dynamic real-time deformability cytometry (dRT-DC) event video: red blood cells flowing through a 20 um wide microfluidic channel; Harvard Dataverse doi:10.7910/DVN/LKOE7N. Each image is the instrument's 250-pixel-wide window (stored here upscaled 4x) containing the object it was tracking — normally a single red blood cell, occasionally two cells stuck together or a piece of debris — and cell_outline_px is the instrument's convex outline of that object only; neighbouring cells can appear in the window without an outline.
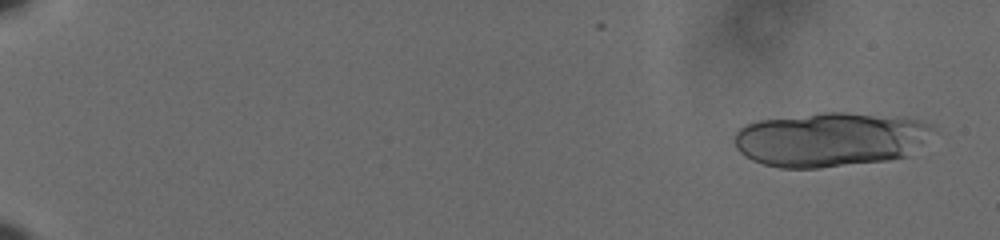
{"species": "human", "species_latin": "Homo sapiens", "temperature_condition": "cold", "stored_images_in_passage": 21, "camera_frame_rate_fps": 3000, "um_per_image_px": 0.085, "donor": {"sex": "male"}, "frame": {"image": 1, "passage_image": 1, "time_ms": 0.0, "image_size_px": [1000, 240], "cell_outline_px": [[932, 128], [908, 156], [888, 160], [820, 168], [780, 168], [764, 164], [752, 160], [740, 152], [736, 148], [732, 140], [736, 132], [740, 128], [748, 124], [760, 120], [820, 112], [848, 112], [904, 116], [932, 124]], "centroid_in_image_um": [70.52, 11.84], "position_along_channel_um": 14.5, "area_um2": 62.94}}